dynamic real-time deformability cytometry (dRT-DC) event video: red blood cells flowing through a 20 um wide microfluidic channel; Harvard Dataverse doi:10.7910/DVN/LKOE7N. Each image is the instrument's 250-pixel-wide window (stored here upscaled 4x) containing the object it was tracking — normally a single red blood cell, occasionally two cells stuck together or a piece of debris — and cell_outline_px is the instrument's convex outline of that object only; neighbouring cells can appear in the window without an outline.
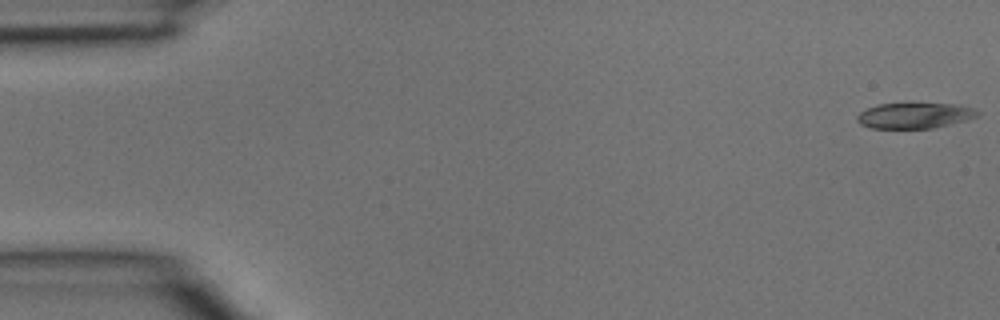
{"species": "common noctule bat (a hibernating species)", "species_latin": "Nyctalus noctula", "temperature_condition": "room temperature", "stored_images_in_passage": 5, "camera_frame_rate_fps": 3000, "um_per_image_px": 0.085, "animal": {"sex": "male", "body_mass_g": 15.6}, "frame": {"image": 1, "passage_image": 1, "time_ms": 0.0, "image_size_px": [1000, 320], "cell_outline_px": [[980, 116], [968, 120], [932, 128], [872, 128], [860, 124], [856, 120], [856, 116], [860, 112], [876, 104], [952, 104], [972, 108], [980, 112]], "centroid_in_image_um": [77.74, 9.83], "position_along_channel_um": 7.3, "area_um2": 17.86}}